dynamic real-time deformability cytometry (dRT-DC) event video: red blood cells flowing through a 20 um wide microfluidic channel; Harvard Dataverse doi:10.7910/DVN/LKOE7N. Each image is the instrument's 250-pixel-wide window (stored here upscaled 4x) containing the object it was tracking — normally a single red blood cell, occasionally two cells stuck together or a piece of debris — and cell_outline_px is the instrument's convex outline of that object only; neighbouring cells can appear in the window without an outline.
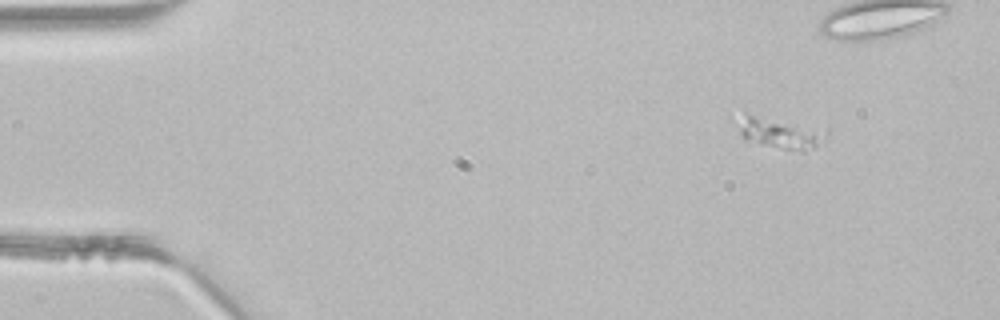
{"species": "common noctule bat (a hibernating species)", "species_latin": "Nyctalus noctula", "temperature_condition": "room temperature", "stored_images_in_passage": 3, "camera_frame_rate_fps": 3000, "um_per_image_px": 0.085, "animal": {"sex": "male", "body_mass_g": 21.5, "forearm_length_mm": 52.0}, "frame": {"image": 1, "passage_image": 1, "time_ms": 0.0, "image_size_px": [1000, 320], "cell_outline_px": [[828, 132], [824, 140], [816, 148], [804, 152], [744, 140], [740, 136], [740, 128], [744, 108], [828, 128]], "centroid_in_image_um": [66.36, 11.18], "position_along_channel_um": 18.6, "area_um2": 17.51}}